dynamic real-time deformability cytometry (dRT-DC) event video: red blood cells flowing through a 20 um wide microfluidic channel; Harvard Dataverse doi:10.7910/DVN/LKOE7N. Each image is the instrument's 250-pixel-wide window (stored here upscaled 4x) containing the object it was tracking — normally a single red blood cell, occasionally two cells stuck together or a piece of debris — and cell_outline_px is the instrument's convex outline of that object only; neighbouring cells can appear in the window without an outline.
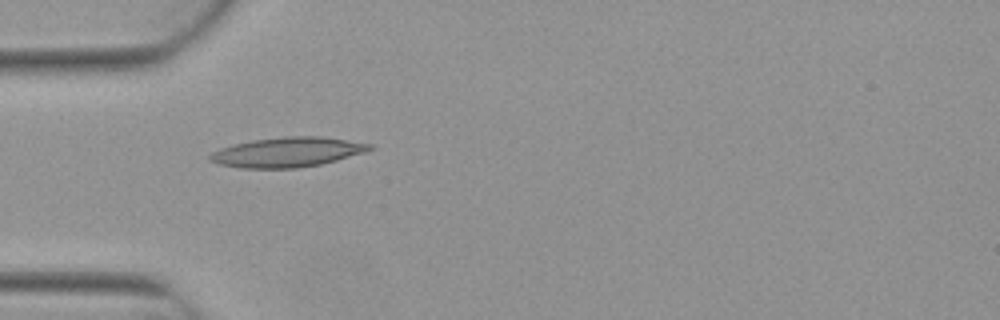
{"species": "Egyptian fruit bat (a non-hibernating species)", "species_latin": "Rousettus aegyptiacus", "temperature_condition": "warm", "stored_images_in_passage": 6, "camera_frame_rate_fps": 3000, "um_per_image_px": 0.085, "animal": {"sex": "female"}, "frame": {"image": 1, "passage_image": 5, "time_ms": 1.333, "image_size_px": [1000, 320], "cell_outline_px": [[376, 148], [364, 152], [336, 160], [320, 164], [296, 168], [240, 168], [220, 164], [208, 160], [208, 156], [212, 152], [220, 148], [232, 144], [252, 140], [284, 136], [320, 136], [372, 144]], "centroid_in_image_um": [24.4, 12.93], "position_along_channel_um": 60.6, "area_um2": 27.69}}
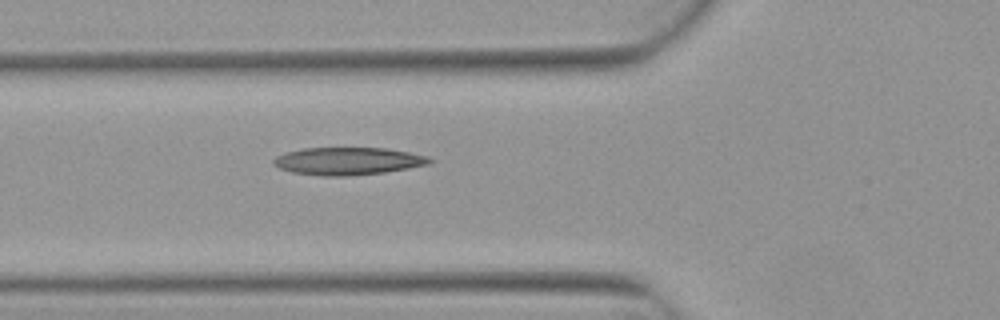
{"frame": {"image": 2, "passage_image": 6, "time_ms": 1.667, "image_size_px": [1000, 320], "cell_outline_px": [[436, 160], [428, 164], [408, 168], [384, 172], [348, 176], [324, 176], [292, 172], [280, 168], [272, 164], [272, 160], [276, 156], [284, 152], [304, 148], [388, 148], [428, 156]], "centroid_in_image_um": [29.57, 13.69], "position_along_channel_um": 96.2, "area_um2": 25.14}}